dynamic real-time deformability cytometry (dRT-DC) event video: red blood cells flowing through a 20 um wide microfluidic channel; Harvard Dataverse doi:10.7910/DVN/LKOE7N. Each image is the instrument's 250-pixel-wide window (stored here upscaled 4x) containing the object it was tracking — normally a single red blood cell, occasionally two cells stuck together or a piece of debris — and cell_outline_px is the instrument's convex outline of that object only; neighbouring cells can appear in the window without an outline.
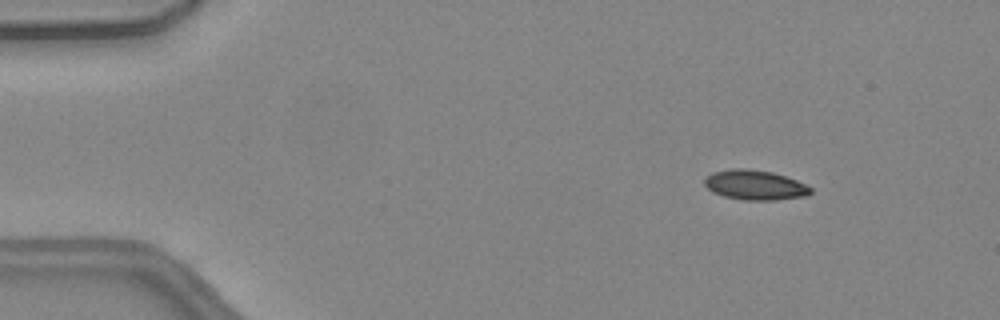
{"species": "common noctule bat (a hibernating species)", "species_latin": "Nyctalus noctula", "temperature_condition": "warm", "stored_images_in_passage": 50, "camera_frame_rate_fps": 3000, "um_per_image_px": 0.085, "animal": {"sex": "female", "body_mass_g": 24.6, "forearm_length_mm": 56.2}, "frame": {"image": 1, "passage_image": 6, "time_ms": 1.667, "image_size_px": [1000, 320], "cell_outline_px": [[812, 192], [808, 196], [776, 200], [744, 200], [724, 196], [712, 192], [704, 184], [704, 180], [712, 172], [732, 168], [748, 168], [772, 172], [796, 180], [812, 188]], "centroid_in_image_um": [64.17, 15.73], "position_along_channel_um": 20.8, "area_um2": 18.5}}
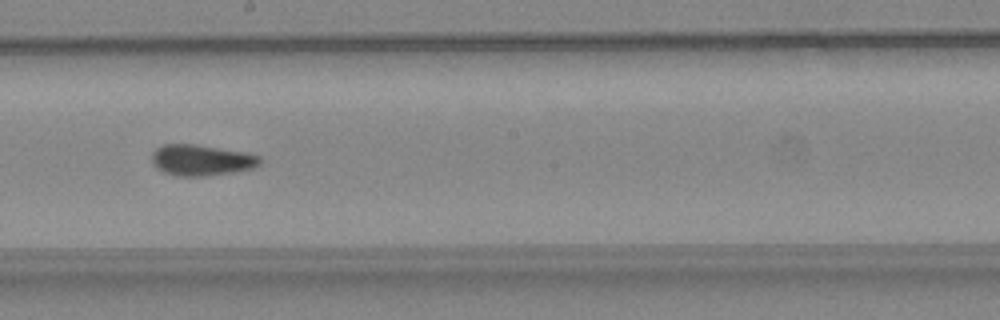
{"frame": {"image": 2, "passage_image": 28, "time_ms": 9.0, "image_size_px": [1000, 320], "cell_outline_px": [[260, 164], [252, 168], [236, 172], [208, 176], [176, 176], [164, 172], [156, 168], [152, 164], [152, 152], [156, 148], [164, 144], [192, 144], [248, 152], [260, 156]], "centroid_in_image_um": [17.11, 13.62], "position_along_channel_um": 231.1, "area_um2": 19.71}}
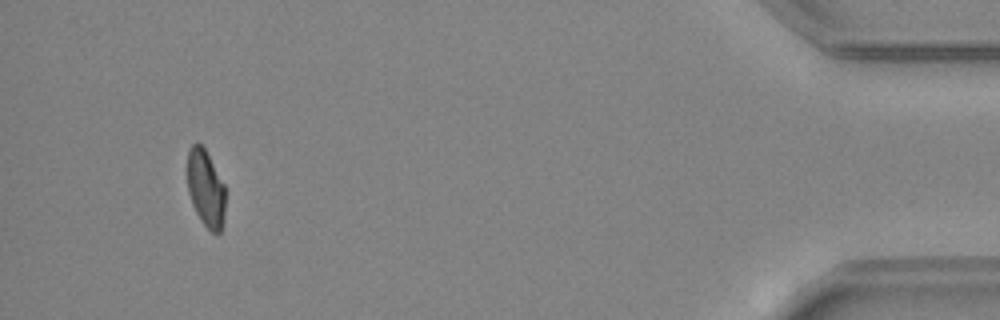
{"frame": {"image": 3, "passage_image": 47, "time_ms": 15.333, "image_size_px": [1000, 320], "cell_outline_px": [[224, 220], [220, 232], [212, 232], [200, 220], [192, 204], [188, 192], [188, 148], [192, 144], [200, 144], [204, 148], [224, 184]], "centroid_in_image_um": [17.48, 16.03], "position_along_channel_um": 417.7, "area_um2": 16.76}, "authors_computed_cell_mechanics": {"area_um2": 18.9295, "velocity_mm_per_s": 4.1064, "shape_relaxation_time_tau1_ms": 8.9306, "shape_relaxation_time_tau2_ms": 1.5229, "deformation_change_tau1": 0.2132, "deformation_change_tau2": 0.0767}}